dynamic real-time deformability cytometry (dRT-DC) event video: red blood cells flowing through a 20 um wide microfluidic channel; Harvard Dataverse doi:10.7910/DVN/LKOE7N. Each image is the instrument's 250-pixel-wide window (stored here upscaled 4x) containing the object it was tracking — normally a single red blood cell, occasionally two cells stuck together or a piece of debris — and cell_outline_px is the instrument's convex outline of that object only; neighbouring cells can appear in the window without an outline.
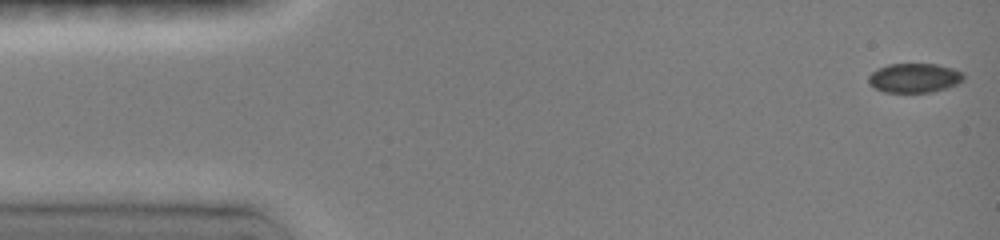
{"species": "common noctule bat (a hibernating species)", "species_latin": "Nyctalus noctula", "temperature_condition": "room temperature", "stored_images_in_passage": 45, "camera_frame_rate_fps": 3000, "um_per_image_px": 0.085, "animal": {"sex": "female", "body_mass_g": 19.0, "forearm_length_mm": 51.5}, "frame": {"image": 1, "passage_image": 1, "time_ms": 0.0, "image_size_px": [1000, 240], "cell_outline_px": [[964, 80], [956, 84], [932, 92], [884, 92], [872, 88], [868, 84], [868, 76], [876, 68], [888, 64], [936, 64], [952, 68], [964, 72]], "centroid_in_image_um": [77.68, 6.62], "position_along_channel_um": 7.3, "area_um2": 16.42}}
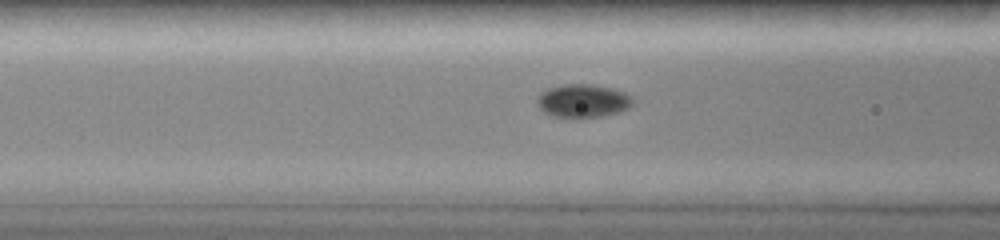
{"frame": {"image": 2, "passage_image": 19, "time_ms": 5.667, "image_size_px": [1000, 240], "cell_outline_px": [[632, 104], [628, 108], [620, 112], [580, 120], [568, 120], [552, 116], [544, 112], [540, 108], [536, 100], [548, 88], [568, 84], [588, 84], [608, 88], [624, 92], [632, 96]], "centroid_in_image_um": [49.53, 8.63], "position_along_channel_um": 117.1, "area_um2": 18.79}}
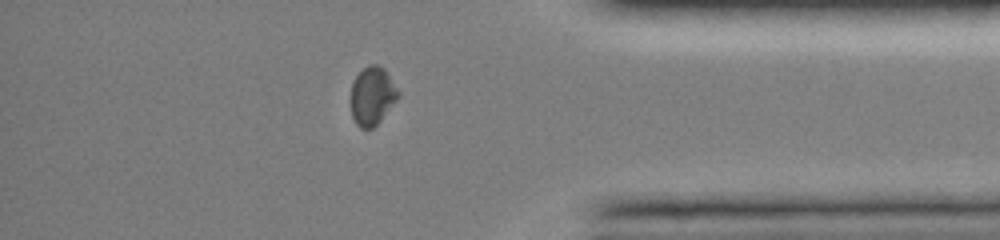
{"frame": {"image": 3, "passage_image": 41, "time_ms": 13.0, "image_size_px": [1000, 240], "cell_outline_px": [[400, 96], [380, 120], [372, 128], [360, 128], [356, 124], [352, 116], [352, 84], [356, 76], [368, 64], [376, 64], [384, 68], [400, 92]], "centroid_in_image_um": [31.66, 8.14], "position_along_channel_um": 403.5, "area_um2": 15.84}, "authors_computed_cell_mechanics": {"area_um2": 17.1666, "velocity_mm_per_s": 4.0414, "shape_relaxation_time_tau1_ms": 5.9058, "shape_relaxation_time_tau2_ms": 3.0581, "deformation_change_tau1": 0.0584, "deformation_change_tau2": 0.0327}}